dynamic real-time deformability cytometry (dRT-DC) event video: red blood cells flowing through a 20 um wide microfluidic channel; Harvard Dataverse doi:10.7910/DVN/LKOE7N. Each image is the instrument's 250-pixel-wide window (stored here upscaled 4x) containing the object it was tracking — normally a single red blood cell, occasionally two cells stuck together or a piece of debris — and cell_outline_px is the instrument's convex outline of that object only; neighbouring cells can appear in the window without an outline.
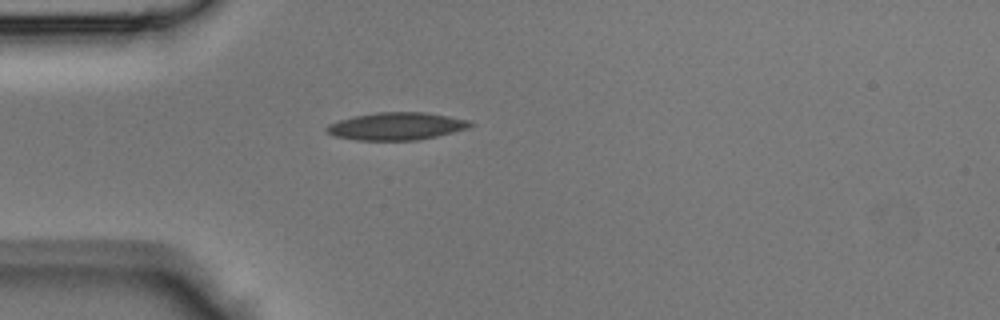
{"species": "Egyptian fruit bat (a non-hibernating species)", "species_latin": "Rousettus aegyptiacus", "temperature_condition": "room temperature", "stored_images_in_passage": 32, "camera_frame_rate_fps": 3000, "um_per_image_px": 0.085, "animal": {"sex": "male"}, "frame": {"image": 1, "passage_image": 1, "time_ms": 0.0, "image_size_px": [1000, 320], "cell_outline_px": [[476, 124], [468, 128], [420, 140], [356, 140], [336, 136], [328, 132], [324, 128], [328, 124], [352, 116], [376, 112], [424, 112], [448, 116], [468, 120]], "centroid_in_image_um": [33.7, 10.72], "position_along_channel_um": 51.3, "area_um2": 23.0}}
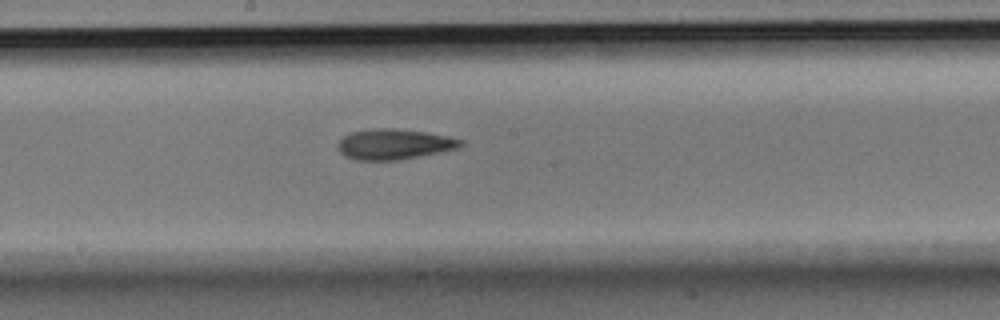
{"frame": {"image": 2, "passage_image": 12, "time_ms": 3.667, "image_size_px": [1000, 320], "cell_outline_px": [[464, 144], [460, 148], [440, 152], [396, 160], [356, 160], [344, 156], [340, 152], [340, 140], [344, 136], [352, 132], [380, 128], [388, 128], [424, 132], [448, 136], [464, 140]], "centroid_in_image_um": [33.55, 12.26], "position_along_channel_um": 214.7, "area_um2": 21.44}}
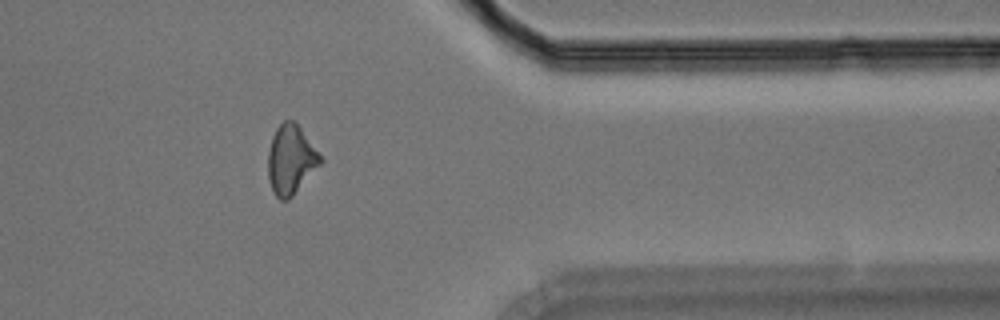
{"frame": {"image": 3, "passage_image": 24, "time_ms": 7.667, "image_size_px": [1000, 320], "cell_outline_px": [[324, 160], [292, 196], [288, 200], [280, 200], [272, 192], [268, 176], [268, 152], [272, 136], [276, 128], [284, 120], [296, 120]], "centroid_in_image_um": [24.71, 13.55], "position_along_channel_um": 386.7, "area_um2": 21.21}}